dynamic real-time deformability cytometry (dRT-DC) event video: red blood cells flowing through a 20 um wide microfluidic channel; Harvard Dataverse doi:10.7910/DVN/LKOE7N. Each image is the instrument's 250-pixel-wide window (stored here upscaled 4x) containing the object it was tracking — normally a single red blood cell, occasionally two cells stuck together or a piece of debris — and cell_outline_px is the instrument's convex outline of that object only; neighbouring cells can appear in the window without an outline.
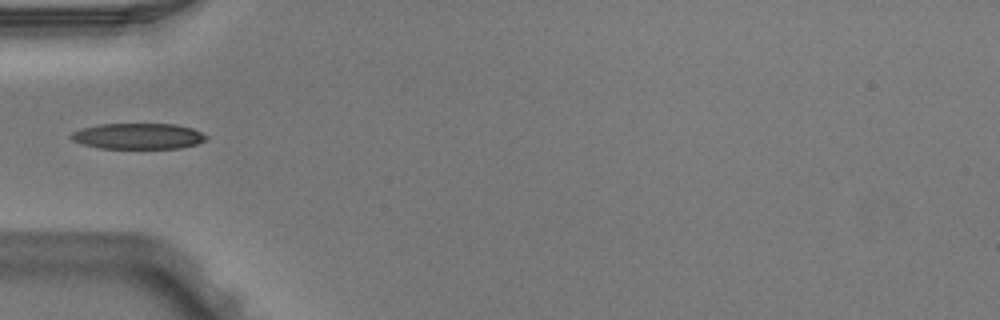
{"species": "Egyptian fruit bat (a non-hibernating species)", "species_latin": "Rousettus aegyptiacus", "temperature_condition": "warm", "stored_images_in_passage": 5, "camera_frame_rate_fps": 3000, "um_per_image_px": 0.085, "animal": {"sex": "male"}, "frame": {"image": 1, "passage_image": 5, "time_ms": 1.333, "image_size_px": [1000, 320], "cell_outline_px": [[208, 140], [196, 144], [180, 148], [100, 148], [84, 144], [72, 140], [68, 136], [72, 132], [80, 128], [100, 124], [176, 124], [192, 128], [208, 136]], "centroid_in_image_um": [11.74, 11.57], "position_along_channel_um": 73.3, "area_um2": 20.4}}